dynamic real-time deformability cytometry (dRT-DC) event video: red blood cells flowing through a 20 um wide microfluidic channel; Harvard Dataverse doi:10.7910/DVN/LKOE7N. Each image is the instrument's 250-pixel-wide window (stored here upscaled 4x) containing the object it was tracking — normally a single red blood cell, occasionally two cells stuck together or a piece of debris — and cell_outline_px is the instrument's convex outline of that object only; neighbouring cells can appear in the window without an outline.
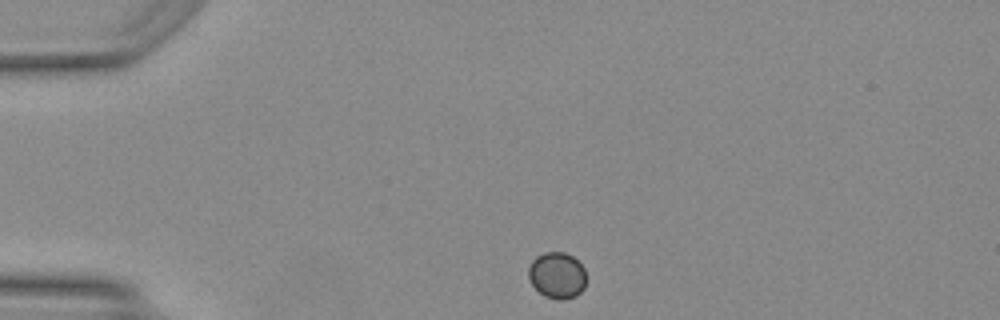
{"species": "Egyptian fruit bat (a non-hibernating species)", "species_latin": "Rousettus aegyptiacus", "temperature_condition": "warm", "stored_images_in_passage": 40, "camera_frame_rate_fps": 3000, "um_per_image_px": 0.085, "animal": {"sex": "female"}, "frame": {"image": 1, "passage_image": 1, "time_ms": 0.0, "image_size_px": [1000, 320], "cell_outline_px": [[584, 288], [576, 296], [564, 300], [556, 300], [544, 296], [532, 284], [528, 276], [528, 268], [532, 260], [536, 256], [544, 252], [564, 252], [572, 256], [584, 268]], "centroid_in_image_um": [47.33, 23.41], "position_along_channel_um": 37.7, "area_um2": 15.55}}
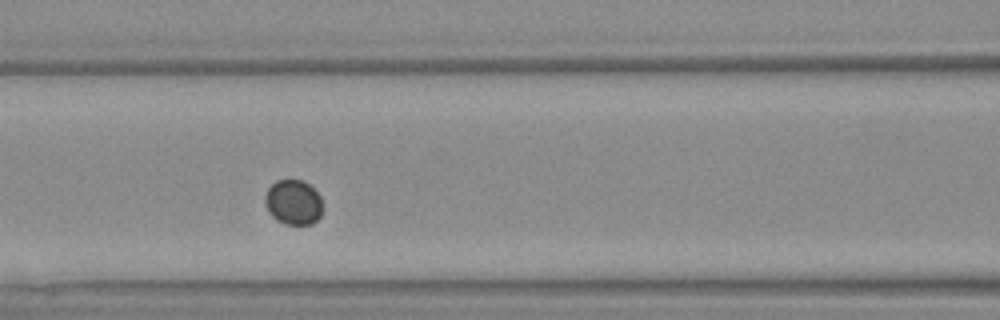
{"frame": {"image": 2, "passage_image": 12, "time_ms": 3.667, "image_size_px": [1000, 320], "cell_outline_px": [[320, 216], [312, 224], [284, 224], [276, 220], [268, 212], [264, 204], [264, 196], [268, 188], [276, 180], [304, 180], [320, 196]], "centroid_in_image_um": [24.88, 17.19], "position_along_channel_um": 141.7, "area_um2": 15.03}}
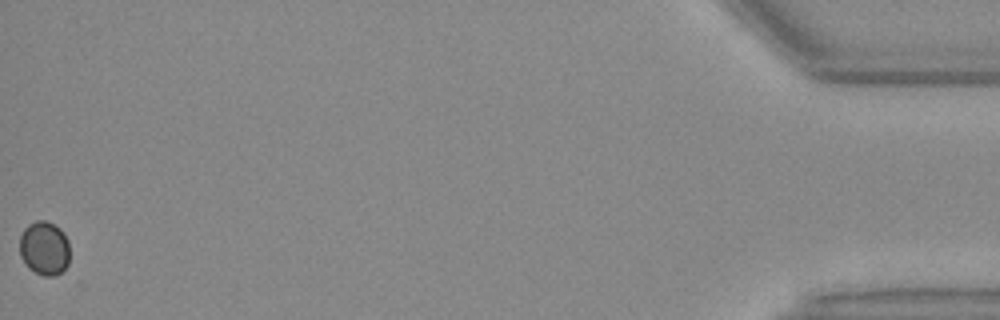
{"frame": {"image": 3, "passage_image": 40, "time_ms": 13.0, "image_size_px": [1000, 320], "cell_outline_px": [[68, 264], [60, 272], [52, 276], [44, 276], [28, 268], [24, 264], [20, 256], [20, 236], [24, 228], [28, 224], [36, 220], [44, 220], [60, 228], [64, 232], [68, 240]], "centroid_in_image_um": [3.75, 21.08], "position_along_channel_um": 431.5, "area_um2": 15.78}}